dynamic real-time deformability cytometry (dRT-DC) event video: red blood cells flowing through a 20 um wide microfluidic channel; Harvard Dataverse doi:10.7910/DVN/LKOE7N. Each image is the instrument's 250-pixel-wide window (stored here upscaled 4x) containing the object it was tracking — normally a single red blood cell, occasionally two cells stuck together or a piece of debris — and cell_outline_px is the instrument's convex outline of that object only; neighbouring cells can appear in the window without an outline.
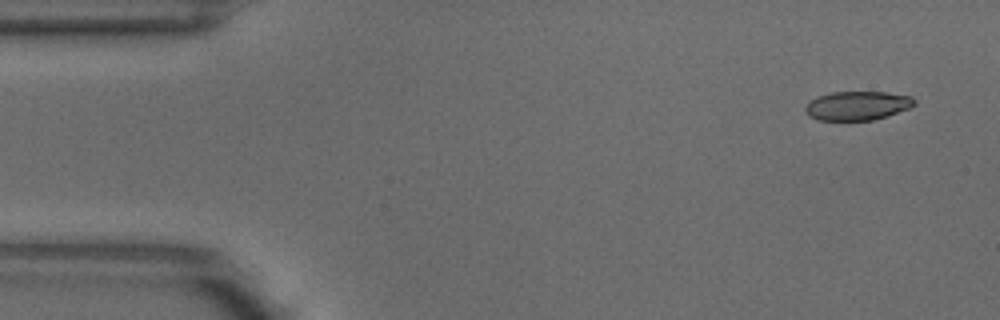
{"species": "common noctule bat (a hibernating species)", "species_latin": "Nyctalus noctula", "temperature_condition": "warm", "stored_images_in_passage": 4, "camera_frame_rate_fps": 3000, "um_per_image_px": 0.085, "animal": {"sex": "male", "body_mass_g": 18.8}, "frame": {"image": 1, "passage_image": 1, "time_ms": 0.0, "image_size_px": [1000, 320], "cell_outline_px": [[916, 104], [908, 108], [872, 120], [816, 120], [808, 116], [804, 112], [804, 108], [812, 100], [820, 96], [832, 92], [888, 92], [912, 96], [916, 100]], "centroid_in_image_um": [72.87, 8.98], "position_along_channel_um": 12.1, "area_um2": 18.26}}